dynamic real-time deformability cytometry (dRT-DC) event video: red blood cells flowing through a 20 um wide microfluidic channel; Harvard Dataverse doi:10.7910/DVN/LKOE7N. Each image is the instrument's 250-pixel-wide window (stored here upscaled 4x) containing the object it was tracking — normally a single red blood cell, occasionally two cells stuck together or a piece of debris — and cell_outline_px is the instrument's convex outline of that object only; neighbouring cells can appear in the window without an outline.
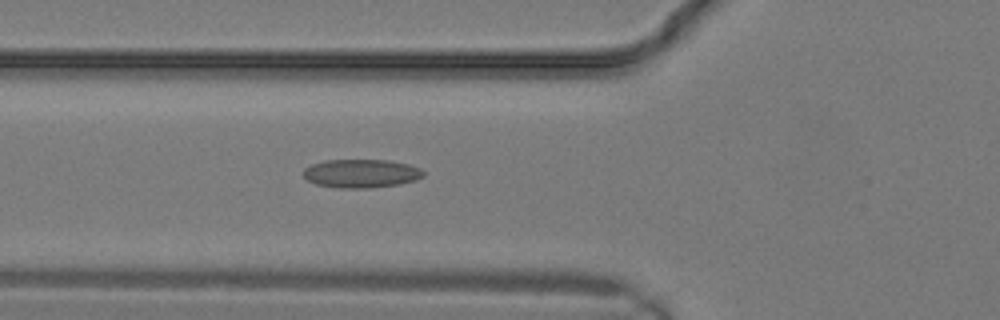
{"species": "common noctule bat (a hibernating species)", "species_latin": "Nyctalus noctula", "temperature_condition": "warm", "stored_images_in_passage": 6, "camera_frame_rate_fps": 3000, "um_per_image_px": 0.085, "animal": {"sex": "male", "body_mass_g": 19.2, "forearm_length_mm": 51.8}, "frame": {"image": 1, "passage_image": 6, "time_ms": 1.667, "image_size_px": [1000, 320], "cell_outline_px": [[424, 176], [416, 180], [400, 184], [368, 188], [340, 188], [316, 184], [308, 180], [304, 176], [304, 168], [312, 164], [324, 160], [388, 160], [408, 164], [420, 168], [424, 172]], "centroid_in_image_um": [30.72, 14.74], "position_along_channel_um": 95.1, "area_um2": 19.94}}